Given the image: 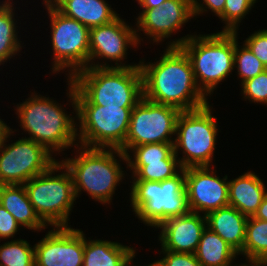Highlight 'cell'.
I'll return each mask as SVG.
<instances>
[{"label":"cell","instance_id":"obj_3","mask_svg":"<svg viewBox=\"0 0 267 266\" xmlns=\"http://www.w3.org/2000/svg\"><path fill=\"white\" fill-rule=\"evenodd\" d=\"M169 44V47H180L186 53L196 84L205 96L211 95L219 82L234 69L235 32L191 35Z\"/></svg>","mask_w":267,"mask_h":266},{"label":"cell","instance_id":"obj_19","mask_svg":"<svg viewBox=\"0 0 267 266\" xmlns=\"http://www.w3.org/2000/svg\"><path fill=\"white\" fill-rule=\"evenodd\" d=\"M266 195L262 180L252 172L228 182L229 206L248 217L255 214Z\"/></svg>","mask_w":267,"mask_h":266},{"label":"cell","instance_id":"obj_15","mask_svg":"<svg viewBox=\"0 0 267 266\" xmlns=\"http://www.w3.org/2000/svg\"><path fill=\"white\" fill-rule=\"evenodd\" d=\"M213 171L208 166L185 168V189L190 212L203 211L207 215L229 206L227 176L220 179Z\"/></svg>","mask_w":267,"mask_h":266},{"label":"cell","instance_id":"obj_38","mask_svg":"<svg viewBox=\"0 0 267 266\" xmlns=\"http://www.w3.org/2000/svg\"><path fill=\"white\" fill-rule=\"evenodd\" d=\"M11 128L8 127L1 119H0V143L4 140L6 134Z\"/></svg>","mask_w":267,"mask_h":266},{"label":"cell","instance_id":"obj_32","mask_svg":"<svg viewBox=\"0 0 267 266\" xmlns=\"http://www.w3.org/2000/svg\"><path fill=\"white\" fill-rule=\"evenodd\" d=\"M162 250L166 256L161 260L154 262L155 266H202L195 257V254Z\"/></svg>","mask_w":267,"mask_h":266},{"label":"cell","instance_id":"obj_7","mask_svg":"<svg viewBox=\"0 0 267 266\" xmlns=\"http://www.w3.org/2000/svg\"><path fill=\"white\" fill-rule=\"evenodd\" d=\"M69 80V97L79 118L80 133L77 135L82 146L120 149L125 143L134 107L76 105L75 87Z\"/></svg>","mask_w":267,"mask_h":266},{"label":"cell","instance_id":"obj_12","mask_svg":"<svg viewBox=\"0 0 267 266\" xmlns=\"http://www.w3.org/2000/svg\"><path fill=\"white\" fill-rule=\"evenodd\" d=\"M11 132L0 143V185L25 184L57 162L43 145L29 138L6 146Z\"/></svg>","mask_w":267,"mask_h":266},{"label":"cell","instance_id":"obj_31","mask_svg":"<svg viewBox=\"0 0 267 266\" xmlns=\"http://www.w3.org/2000/svg\"><path fill=\"white\" fill-rule=\"evenodd\" d=\"M245 99L267 104V69L242 83Z\"/></svg>","mask_w":267,"mask_h":266},{"label":"cell","instance_id":"obj_36","mask_svg":"<svg viewBox=\"0 0 267 266\" xmlns=\"http://www.w3.org/2000/svg\"><path fill=\"white\" fill-rule=\"evenodd\" d=\"M252 217L267 221V195L263 198L260 206Z\"/></svg>","mask_w":267,"mask_h":266},{"label":"cell","instance_id":"obj_33","mask_svg":"<svg viewBox=\"0 0 267 266\" xmlns=\"http://www.w3.org/2000/svg\"><path fill=\"white\" fill-rule=\"evenodd\" d=\"M245 45L267 68V30H259L249 36Z\"/></svg>","mask_w":267,"mask_h":266},{"label":"cell","instance_id":"obj_29","mask_svg":"<svg viewBox=\"0 0 267 266\" xmlns=\"http://www.w3.org/2000/svg\"><path fill=\"white\" fill-rule=\"evenodd\" d=\"M254 3L256 0H225L223 14L219 17L226 24L222 31L237 33L238 23L248 14Z\"/></svg>","mask_w":267,"mask_h":266},{"label":"cell","instance_id":"obj_26","mask_svg":"<svg viewBox=\"0 0 267 266\" xmlns=\"http://www.w3.org/2000/svg\"><path fill=\"white\" fill-rule=\"evenodd\" d=\"M10 1L0 6V64L15 55L21 48L17 39L14 13Z\"/></svg>","mask_w":267,"mask_h":266},{"label":"cell","instance_id":"obj_6","mask_svg":"<svg viewBox=\"0 0 267 266\" xmlns=\"http://www.w3.org/2000/svg\"><path fill=\"white\" fill-rule=\"evenodd\" d=\"M54 102L35 94L17 106L21 126L31 135L29 139L43 145L50 153L73 145L78 134L74 118Z\"/></svg>","mask_w":267,"mask_h":266},{"label":"cell","instance_id":"obj_1","mask_svg":"<svg viewBox=\"0 0 267 266\" xmlns=\"http://www.w3.org/2000/svg\"><path fill=\"white\" fill-rule=\"evenodd\" d=\"M143 77V96L153 102L172 106L181 112L208 104L198 88L191 62L180 47H168L154 64L139 63Z\"/></svg>","mask_w":267,"mask_h":266},{"label":"cell","instance_id":"obj_16","mask_svg":"<svg viewBox=\"0 0 267 266\" xmlns=\"http://www.w3.org/2000/svg\"><path fill=\"white\" fill-rule=\"evenodd\" d=\"M122 19L116 18L109 24L90 28L89 62L95 58H106L116 61L117 67H136L135 65H119L117 62L125 59L128 45L140 43V38Z\"/></svg>","mask_w":267,"mask_h":266},{"label":"cell","instance_id":"obj_34","mask_svg":"<svg viewBox=\"0 0 267 266\" xmlns=\"http://www.w3.org/2000/svg\"><path fill=\"white\" fill-rule=\"evenodd\" d=\"M19 225L14 216L0 204V239L14 237Z\"/></svg>","mask_w":267,"mask_h":266},{"label":"cell","instance_id":"obj_8","mask_svg":"<svg viewBox=\"0 0 267 266\" xmlns=\"http://www.w3.org/2000/svg\"><path fill=\"white\" fill-rule=\"evenodd\" d=\"M65 171L53 176L58 170ZM35 212L46 224L68 227V217L76 200L71 172L56 162L46 172L33 177L24 184Z\"/></svg>","mask_w":267,"mask_h":266},{"label":"cell","instance_id":"obj_23","mask_svg":"<svg viewBox=\"0 0 267 266\" xmlns=\"http://www.w3.org/2000/svg\"><path fill=\"white\" fill-rule=\"evenodd\" d=\"M202 266H231L238 253L218 234L206 227L195 251Z\"/></svg>","mask_w":267,"mask_h":266},{"label":"cell","instance_id":"obj_11","mask_svg":"<svg viewBox=\"0 0 267 266\" xmlns=\"http://www.w3.org/2000/svg\"><path fill=\"white\" fill-rule=\"evenodd\" d=\"M180 110L159 104L144 96L132 109L129 129L124 145L120 150L127 155L135 146L150 143H174L171 135L176 133Z\"/></svg>","mask_w":267,"mask_h":266},{"label":"cell","instance_id":"obj_10","mask_svg":"<svg viewBox=\"0 0 267 266\" xmlns=\"http://www.w3.org/2000/svg\"><path fill=\"white\" fill-rule=\"evenodd\" d=\"M51 20L54 72L73 68L69 79L88 67L90 29L79 21L59 12L48 0H43Z\"/></svg>","mask_w":267,"mask_h":266},{"label":"cell","instance_id":"obj_9","mask_svg":"<svg viewBox=\"0 0 267 266\" xmlns=\"http://www.w3.org/2000/svg\"><path fill=\"white\" fill-rule=\"evenodd\" d=\"M211 113L209 104H207L199 109L183 111L179 114L174 153L178 156V149H183L185 157L179 160L183 169L211 166L218 132L216 117Z\"/></svg>","mask_w":267,"mask_h":266},{"label":"cell","instance_id":"obj_21","mask_svg":"<svg viewBox=\"0 0 267 266\" xmlns=\"http://www.w3.org/2000/svg\"><path fill=\"white\" fill-rule=\"evenodd\" d=\"M0 204L20 226L37 231L47 226L35 212L24 184L0 185Z\"/></svg>","mask_w":267,"mask_h":266},{"label":"cell","instance_id":"obj_5","mask_svg":"<svg viewBox=\"0 0 267 266\" xmlns=\"http://www.w3.org/2000/svg\"><path fill=\"white\" fill-rule=\"evenodd\" d=\"M180 172V174H179ZM163 181H133L130 193L133 211L148 226L190 212L185 189V169Z\"/></svg>","mask_w":267,"mask_h":266},{"label":"cell","instance_id":"obj_13","mask_svg":"<svg viewBox=\"0 0 267 266\" xmlns=\"http://www.w3.org/2000/svg\"><path fill=\"white\" fill-rule=\"evenodd\" d=\"M204 11L207 10L197 0H166L157 8L143 9L136 26L152 37L154 42H160Z\"/></svg>","mask_w":267,"mask_h":266},{"label":"cell","instance_id":"obj_37","mask_svg":"<svg viewBox=\"0 0 267 266\" xmlns=\"http://www.w3.org/2000/svg\"><path fill=\"white\" fill-rule=\"evenodd\" d=\"M143 9H152L161 6L166 0H137Z\"/></svg>","mask_w":267,"mask_h":266},{"label":"cell","instance_id":"obj_25","mask_svg":"<svg viewBox=\"0 0 267 266\" xmlns=\"http://www.w3.org/2000/svg\"><path fill=\"white\" fill-rule=\"evenodd\" d=\"M239 254L245 255L248 262H267V221L248 217L245 242Z\"/></svg>","mask_w":267,"mask_h":266},{"label":"cell","instance_id":"obj_17","mask_svg":"<svg viewBox=\"0 0 267 266\" xmlns=\"http://www.w3.org/2000/svg\"><path fill=\"white\" fill-rule=\"evenodd\" d=\"M206 225V215L194 212L165 220L158 226L162 249L194 254Z\"/></svg>","mask_w":267,"mask_h":266},{"label":"cell","instance_id":"obj_20","mask_svg":"<svg viewBox=\"0 0 267 266\" xmlns=\"http://www.w3.org/2000/svg\"><path fill=\"white\" fill-rule=\"evenodd\" d=\"M207 227L225 240L238 254L243 250L248 216L231 206L206 215Z\"/></svg>","mask_w":267,"mask_h":266},{"label":"cell","instance_id":"obj_27","mask_svg":"<svg viewBox=\"0 0 267 266\" xmlns=\"http://www.w3.org/2000/svg\"><path fill=\"white\" fill-rule=\"evenodd\" d=\"M0 266H35V249L23 239L0 246Z\"/></svg>","mask_w":267,"mask_h":266},{"label":"cell","instance_id":"obj_40","mask_svg":"<svg viewBox=\"0 0 267 266\" xmlns=\"http://www.w3.org/2000/svg\"><path fill=\"white\" fill-rule=\"evenodd\" d=\"M135 257V255H133L129 260H127L123 266H130L128 264H130V262L133 260V258ZM148 266H155L154 263L148 265Z\"/></svg>","mask_w":267,"mask_h":266},{"label":"cell","instance_id":"obj_39","mask_svg":"<svg viewBox=\"0 0 267 266\" xmlns=\"http://www.w3.org/2000/svg\"><path fill=\"white\" fill-rule=\"evenodd\" d=\"M251 266H267V262H257V261H251L249 262ZM233 266V265H232ZM241 266H248L246 264H242Z\"/></svg>","mask_w":267,"mask_h":266},{"label":"cell","instance_id":"obj_22","mask_svg":"<svg viewBox=\"0 0 267 266\" xmlns=\"http://www.w3.org/2000/svg\"><path fill=\"white\" fill-rule=\"evenodd\" d=\"M83 266H123L134 254L129 246L111 241L85 240Z\"/></svg>","mask_w":267,"mask_h":266},{"label":"cell","instance_id":"obj_4","mask_svg":"<svg viewBox=\"0 0 267 266\" xmlns=\"http://www.w3.org/2000/svg\"><path fill=\"white\" fill-rule=\"evenodd\" d=\"M80 146L78 156L61 162L71 172L75 197L84 190L92 199L109 203L124 175L114 153L127 162L126 155L120 149Z\"/></svg>","mask_w":267,"mask_h":266},{"label":"cell","instance_id":"obj_18","mask_svg":"<svg viewBox=\"0 0 267 266\" xmlns=\"http://www.w3.org/2000/svg\"><path fill=\"white\" fill-rule=\"evenodd\" d=\"M63 15L93 28L111 23L119 16L104 0H48Z\"/></svg>","mask_w":267,"mask_h":266},{"label":"cell","instance_id":"obj_35","mask_svg":"<svg viewBox=\"0 0 267 266\" xmlns=\"http://www.w3.org/2000/svg\"><path fill=\"white\" fill-rule=\"evenodd\" d=\"M203 3L218 17L223 14L225 0H203Z\"/></svg>","mask_w":267,"mask_h":266},{"label":"cell","instance_id":"obj_2","mask_svg":"<svg viewBox=\"0 0 267 266\" xmlns=\"http://www.w3.org/2000/svg\"><path fill=\"white\" fill-rule=\"evenodd\" d=\"M88 65L70 79L75 87L76 105L135 107L143 97L140 65L115 67Z\"/></svg>","mask_w":267,"mask_h":266},{"label":"cell","instance_id":"obj_28","mask_svg":"<svg viewBox=\"0 0 267 266\" xmlns=\"http://www.w3.org/2000/svg\"><path fill=\"white\" fill-rule=\"evenodd\" d=\"M236 34L235 32L234 68L237 67L236 70L239 72V77L242 78V84L244 81L262 73L267 68L245 44L240 49Z\"/></svg>","mask_w":267,"mask_h":266},{"label":"cell","instance_id":"obj_14","mask_svg":"<svg viewBox=\"0 0 267 266\" xmlns=\"http://www.w3.org/2000/svg\"><path fill=\"white\" fill-rule=\"evenodd\" d=\"M35 266H83L84 233L54 227L34 246Z\"/></svg>","mask_w":267,"mask_h":266},{"label":"cell","instance_id":"obj_24","mask_svg":"<svg viewBox=\"0 0 267 266\" xmlns=\"http://www.w3.org/2000/svg\"><path fill=\"white\" fill-rule=\"evenodd\" d=\"M129 153L126 155L127 166L133 171L134 181H163L177 175L182 169L179 160L163 159L154 161H132ZM177 168V169H176Z\"/></svg>","mask_w":267,"mask_h":266},{"label":"cell","instance_id":"obj_30","mask_svg":"<svg viewBox=\"0 0 267 266\" xmlns=\"http://www.w3.org/2000/svg\"><path fill=\"white\" fill-rule=\"evenodd\" d=\"M131 150L134 152L135 161H154L178 158L174 153V143L143 144L135 146Z\"/></svg>","mask_w":267,"mask_h":266}]
</instances>
